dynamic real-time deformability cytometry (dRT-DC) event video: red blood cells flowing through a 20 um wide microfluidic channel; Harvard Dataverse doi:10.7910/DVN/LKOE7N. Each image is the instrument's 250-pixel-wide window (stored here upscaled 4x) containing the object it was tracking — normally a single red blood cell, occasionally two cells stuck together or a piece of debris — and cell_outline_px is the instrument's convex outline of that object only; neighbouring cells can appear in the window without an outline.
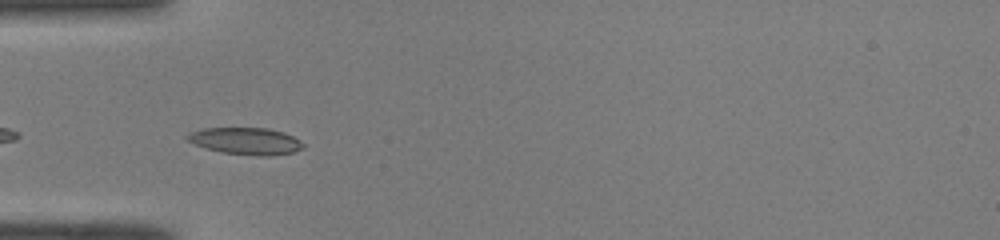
{"species": "common noctule bat (a hibernating species)", "species_latin": "Nyctalus noctula", "temperature_condition": "room temperature", "stored_images_in_passage": 29, "camera_frame_rate_fps": 3000, "um_per_image_px": 0.085, "animal": {"sex": "male", "body_mass_g": 19.0, "forearm_length_mm": 50.8}, "frame": {"image": 1, "passage_image": 2, "time_ms": 0.333, "image_size_px": [1000, 240], "cell_outline_px": [[304, 148], [292, 152], [272, 156], [256, 156], [220, 152], [196, 144], [188, 140], [184, 136], [200, 128], [268, 128], [284, 132], [300, 140], [304, 144]], "centroid_in_image_um": [20.92, 11.99], "position_along_channel_um": 64.1, "area_um2": 18.21}}
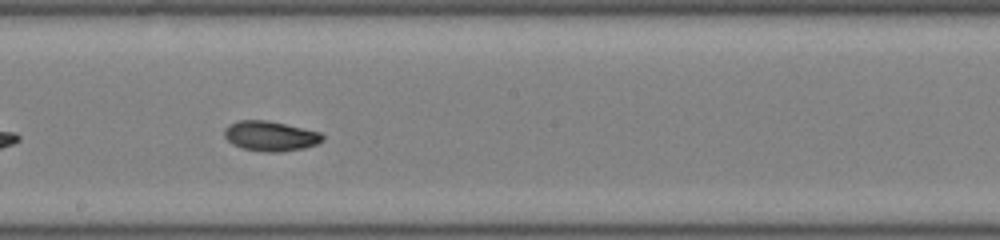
{"frame": {"image": 2, "passage_image": 14, "time_ms": 4.333, "image_size_px": [1000, 240], "cell_outline_px": [[324, 140], [316, 144], [304, 148], [280, 152], [264, 152], [244, 148], [232, 144], [224, 136], [224, 128], [228, 124], [240, 120], [268, 120], [320, 132], [324, 136]], "centroid_in_image_um": [22.97, 11.56], "position_along_channel_um": 225.2, "area_um2": 17.17}}
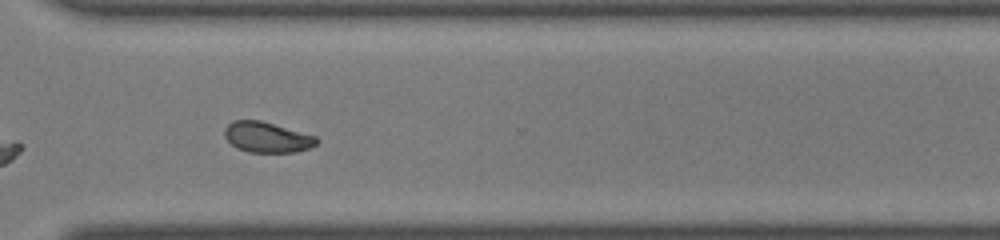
{"frame": {"image": 3, "passage_image": 23, "time_ms": 7.333, "image_size_px": [1000, 240], "cell_outline_px": [[320, 140], [316, 144], [308, 148], [296, 152], [248, 152], [236, 148], [224, 136], [224, 128], [232, 120], [260, 120], [316, 136]], "centroid_in_image_um": [22.68, 11.66], "position_along_channel_um": 347.9, "area_um2": 16.36}, "authors_computed_cell_mechanics": {"area_um2": 17.1088, "velocity_mm_per_s": 4.0658, "shape_relaxation_time_tau1_ms": 5.241, "shape_relaxation_time_tau2_ms": 3.8966, "deformation_change_tau1": 0.1287, "deformation_change_tau2": 0.0791}}